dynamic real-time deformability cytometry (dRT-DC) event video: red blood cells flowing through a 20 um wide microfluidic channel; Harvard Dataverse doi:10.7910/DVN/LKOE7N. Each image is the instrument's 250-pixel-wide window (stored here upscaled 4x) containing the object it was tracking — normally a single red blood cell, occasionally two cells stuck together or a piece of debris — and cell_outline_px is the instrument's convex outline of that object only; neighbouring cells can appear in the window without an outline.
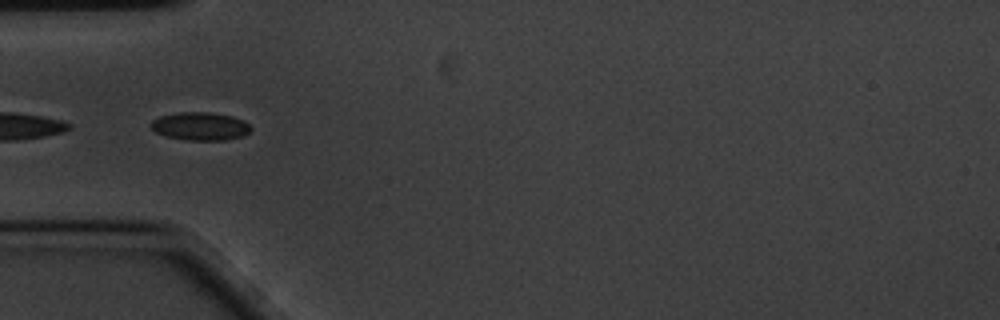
{"species": "common noctule bat (a hibernating species)", "species_latin": "Nyctalus noctula", "temperature_condition": "cold", "stored_images_in_passage": 19, "camera_frame_rate_fps": 3000, "um_per_image_px": 0.085, "animal": {"sex": "male", "body_mass_g": 20.1, "forearm_length_mm": 53.5}, "frame": {"image": 1, "passage_image": 6, "time_ms": 1.667, "image_size_px": [1000, 320], "cell_outline_px": [[252, 128], [248, 132], [240, 136], [224, 140], [188, 140], [168, 136], [156, 132], [148, 124], [152, 120], [160, 116], [180, 112], [212, 112], [232, 116], [244, 120]], "centroid_in_image_um": [17.01, 10.71], "position_along_channel_um": 68.0, "area_um2": 16.24}}